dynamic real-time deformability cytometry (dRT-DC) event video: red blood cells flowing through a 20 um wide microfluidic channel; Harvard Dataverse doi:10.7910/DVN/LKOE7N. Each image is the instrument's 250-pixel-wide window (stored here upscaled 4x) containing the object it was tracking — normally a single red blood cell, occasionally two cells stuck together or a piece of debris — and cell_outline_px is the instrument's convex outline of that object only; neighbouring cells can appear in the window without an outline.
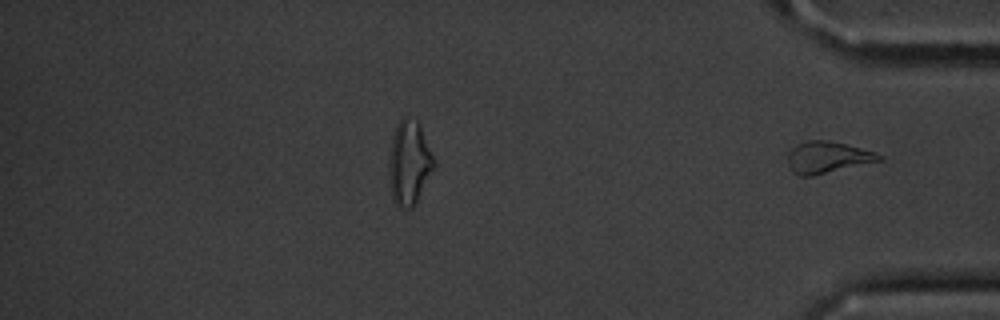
{"species": "common noctule bat (a hibernating species)", "species_latin": "Nyctalus noctula", "temperature_condition": "cold", "stored_images_in_passage": 48, "segment_of_instrument_passage": [2, 2], "camera_frame_rate_fps": 3000, "um_per_image_px": 0.085, "animal": {"sex": "male", "body_mass_g": 20.1, "forearm_length_mm": 53.5}, "frame": {"image": 1, "passage_image": 48, "time_ms": 15.667, "image_size_px": [1000, 320], "cell_outline_px": [[884, 160], [812, 176], [800, 176], [792, 172], [788, 164], [788, 152], [796, 144], [808, 140], [828, 140], [876, 152], [884, 156]], "centroid_in_image_um": [70.34, 13.38], "position_along_channel_um": 364.9, "area_um2": 16.94}}